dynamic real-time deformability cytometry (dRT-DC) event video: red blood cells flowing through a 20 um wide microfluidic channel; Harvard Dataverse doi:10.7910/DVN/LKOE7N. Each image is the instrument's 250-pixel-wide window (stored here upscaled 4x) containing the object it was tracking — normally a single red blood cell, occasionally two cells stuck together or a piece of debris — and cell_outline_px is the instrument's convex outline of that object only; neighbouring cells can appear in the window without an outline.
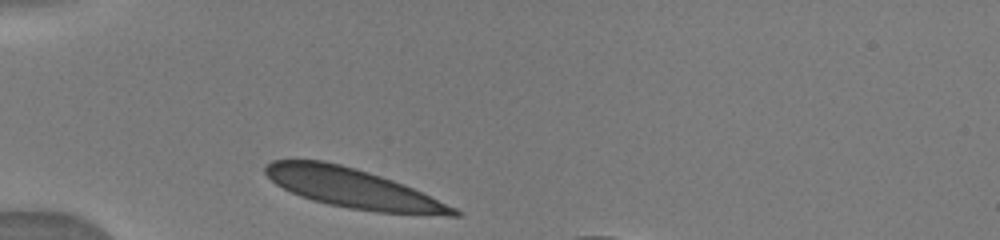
{"species": "human", "species_latin": "Homo sapiens", "temperature_condition": "warm", "stored_images_in_passage": 6, "camera_frame_rate_fps": 3000, "um_per_image_px": 0.085, "donor": {"sex": "male"}, "frame": {"image": 1, "passage_image": 1, "time_ms": 0.0, "image_size_px": [1000, 240], "cell_outline_px": [[464, 212], [460, 216], [448, 216], [376, 212], [348, 208], [328, 204], [312, 200], [300, 196], [276, 184], [264, 172], [264, 168], [272, 160], [324, 160], [356, 168], [404, 184], [456, 208]], "centroid_in_image_um": [30.03, 16.02], "position_along_channel_um": 55.0, "area_um2": 43.06}}
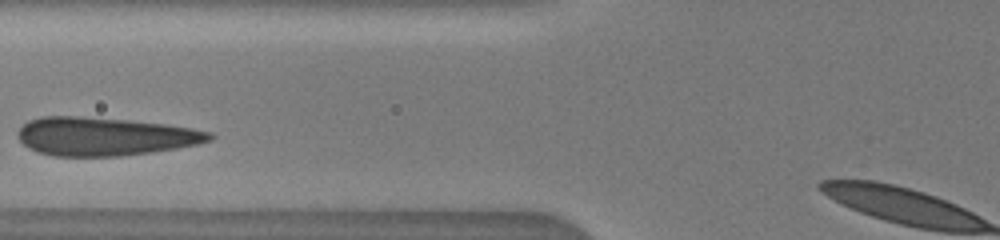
{"frame": {"image": 2, "passage_image": 5, "time_ms": 2.0, "image_size_px": [1000, 240], "cell_outline_px": [[216, 136], [212, 140], [196, 144], [176, 148], [152, 152], [120, 156], [52, 156], [28, 148], [16, 136], [16, 132], [28, 120], [40, 116], [80, 116], [128, 120], [164, 124], [192, 128], [212, 132]], "centroid_in_image_um": [8.89, 11.59], "position_along_channel_um": 116.9, "area_um2": 42.95}}